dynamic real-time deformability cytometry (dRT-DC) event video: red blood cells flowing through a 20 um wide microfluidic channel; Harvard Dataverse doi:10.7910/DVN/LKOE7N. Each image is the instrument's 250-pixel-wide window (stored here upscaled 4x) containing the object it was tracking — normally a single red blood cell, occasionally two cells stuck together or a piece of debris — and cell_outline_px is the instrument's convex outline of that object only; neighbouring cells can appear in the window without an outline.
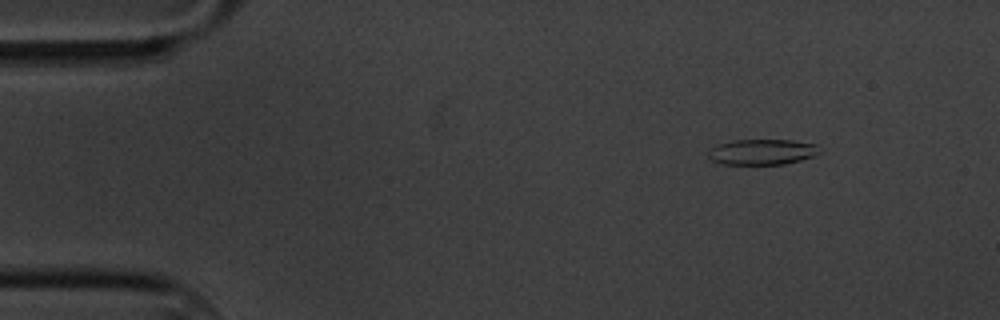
{"species": "common noctule bat (a hibernating species)", "species_latin": "Nyctalus noctula", "temperature_condition": "cold", "stored_images_in_passage": 53, "camera_frame_rate_fps": 3000, "um_per_image_px": 0.085, "animal": {"sex": "male", "body_mass_g": 20.1, "forearm_length_mm": 53.5}, "frame": {"image": 1, "passage_image": 1, "time_ms": 0.0, "image_size_px": [1000, 320], "cell_outline_px": [[820, 152], [812, 156], [800, 160], [784, 164], [724, 164], [712, 160], [708, 156], [708, 152], [716, 144], [732, 140], [792, 140], [820, 144]], "centroid_in_image_um": [64.81, 12.9], "position_along_channel_um": 20.2, "area_um2": 16.65}}
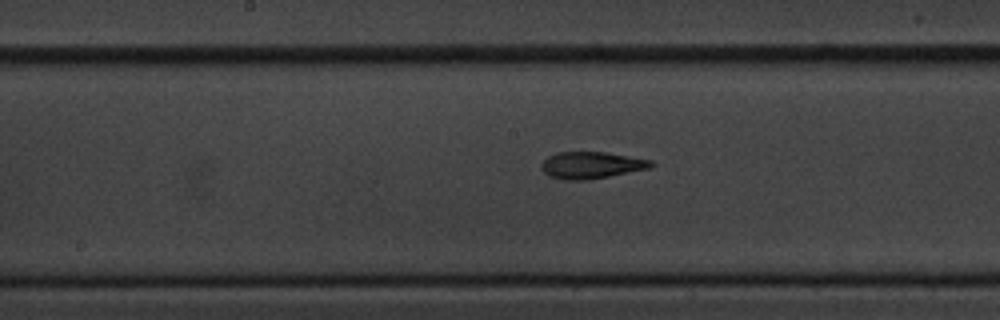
{"frame": {"image": 2, "passage_image": 24, "time_ms": 7.667, "image_size_px": [1000, 320], "cell_outline_px": [[656, 164], [652, 168], [588, 180], [564, 180], [548, 176], [544, 172], [540, 164], [548, 156], [556, 152], [604, 152], [652, 160]], "centroid_in_image_um": [50.28, 14.04], "position_along_channel_um": 197.9, "area_um2": 17.28}}
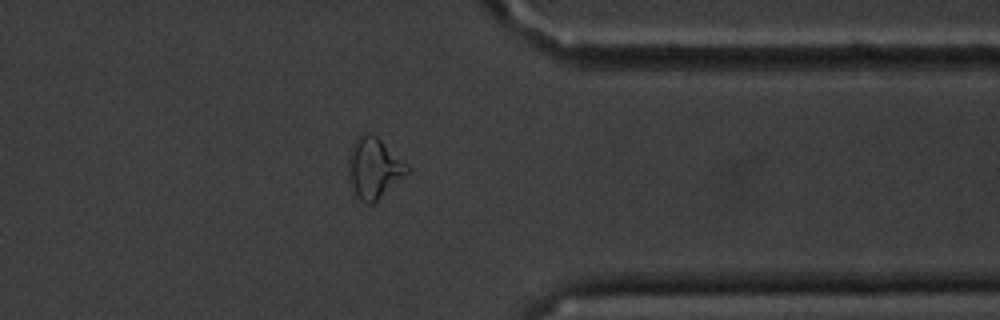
{"frame": {"image": 3, "passage_image": 41, "time_ms": 13.333, "image_size_px": [1000, 320], "cell_outline_px": [[412, 172], [372, 204], [364, 204], [356, 196], [348, 176], [348, 156], [352, 144], [356, 136], [360, 132], [368, 132], [376, 136], [408, 164], [412, 168]], "centroid_in_image_um": [31.8, 14.27], "position_along_channel_um": 379.6, "area_um2": 21.33}, "authors_computed_cell_mechanics": {"area_um2": 17.34, "velocity_mm_per_s": 3.3574, "shape_relaxation_time_tau1_ms": 6.3925, "shape_relaxation_time_tau2_ms": 3.174, "deformation_change_tau1": 0.2336, "deformation_change_tau2": 0.1338}}